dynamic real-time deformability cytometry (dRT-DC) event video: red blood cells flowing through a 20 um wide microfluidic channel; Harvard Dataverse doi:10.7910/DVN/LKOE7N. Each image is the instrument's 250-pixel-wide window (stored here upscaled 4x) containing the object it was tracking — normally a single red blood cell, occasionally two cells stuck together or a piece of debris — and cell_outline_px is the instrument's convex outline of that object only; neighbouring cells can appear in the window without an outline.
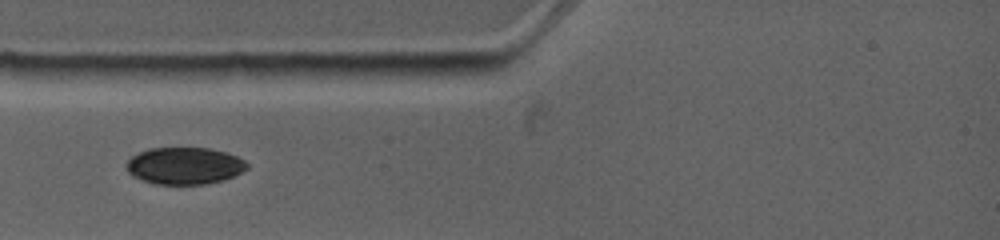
{"species": "common noctule bat (a hibernating species)", "species_latin": "Nyctalus noctula", "temperature_condition": "warm", "stored_images_in_passage": 3, "camera_frame_rate_fps": 4500, "um_per_image_px": 0.085, "animal": {"sex": "female", "body_mass_g": 19.0, "forearm_length_mm": 53.3}, "frame": {"image": 1, "passage_image": 1, "time_ms": 0.0, "image_size_px": [1000, 240], "cell_outline_px": [[248, 168], [224, 180], [204, 184], [156, 184], [132, 176], [128, 172], [128, 160], [132, 156], [148, 148], [208, 148], [224, 152], [236, 156], [244, 160], [248, 164]], "centroid_in_image_um": [15.69, 14.09], "position_along_channel_um": 69.3, "area_um2": 25.72}}
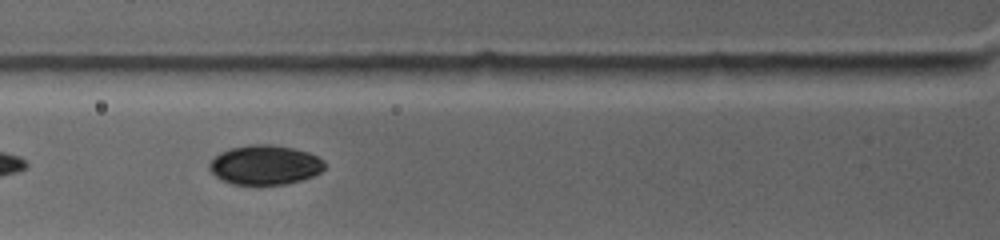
{"frame": {"image": 2, "passage_image": 2, "time_ms": 0.889, "image_size_px": [1000, 240], "cell_outline_px": [[324, 168], [320, 172], [312, 176], [300, 180], [284, 184], [232, 184], [216, 176], [208, 168], [208, 164], [220, 152], [232, 148], [248, 144], [272, 144], [292, 148], [308, 152], [324, 160]], "centroid_in_image_um": [22.51, 14.0], "position_along_channel_um": 103.3, "area_um2": 26.3}}